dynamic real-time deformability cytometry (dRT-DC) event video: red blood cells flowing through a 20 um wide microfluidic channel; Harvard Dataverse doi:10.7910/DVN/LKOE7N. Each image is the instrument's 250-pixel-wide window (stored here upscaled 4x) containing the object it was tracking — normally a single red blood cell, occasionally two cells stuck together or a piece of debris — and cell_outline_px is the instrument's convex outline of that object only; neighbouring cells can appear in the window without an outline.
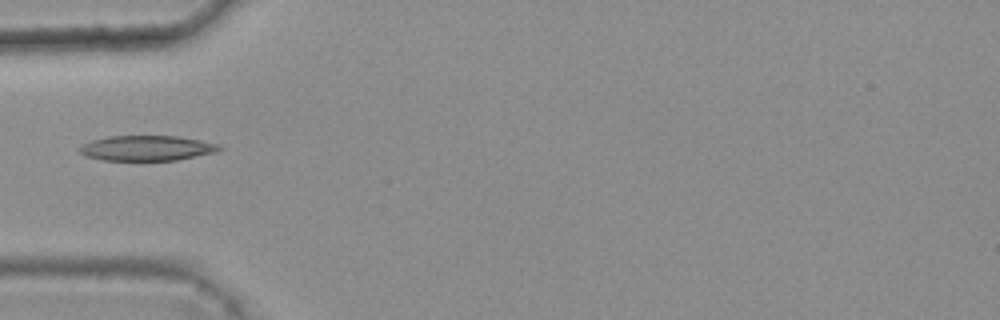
{"species": "common noctule bat (a hibernating species)", "species_latin": "Nyctalus noctula", "temperature_condition": "warm", "stored_images_in_passage": 4, "camera_frame_rate_fps": 3000, "um_per_image_px": 0.085, "animal": {"sex": "female", "body_mass_g": 25.1}, "frame": {"image": 1, "passage_image": 4, "time_ms": 1.0, "image_size_px": [1000, 320], "cell_outline_px": [[224, 148], [216, 152], [176, 160], [104, 160], [88, 156], [80, 152], [80, 144], [92, 140], [108, 136], [176, 136], [200, 140], [220, 144]], "centroid_in_image_um": [12.51, 12.58], "position_along_channel_um": 72.5, "area_um2": 20.4}}